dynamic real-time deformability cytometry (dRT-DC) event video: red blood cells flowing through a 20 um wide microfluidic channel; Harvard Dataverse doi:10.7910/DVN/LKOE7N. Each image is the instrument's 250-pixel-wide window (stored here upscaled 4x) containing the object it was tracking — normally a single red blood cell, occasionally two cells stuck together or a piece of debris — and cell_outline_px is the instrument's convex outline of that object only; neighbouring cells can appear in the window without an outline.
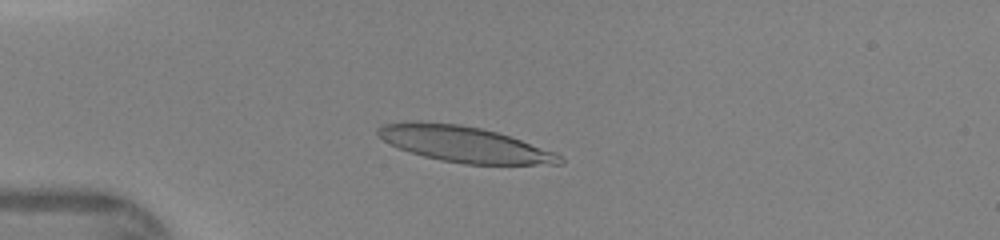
{"species": "human", "species_latin": "Homo sapiens", "temperature_condition": "warm", "stored_images_in_passage": 45, "camera_frame_rate_fps": 3000, "um_per_image_px": 0.085, "donor": {"sex": "female"}, "frame": {"image": 1, "passage_image": 11, "time_ms": 3.333, "image_size_px": [1000, 240], "cell_outline_px": [[564, 164], [464, 164], [440, 160], [424, 156], [400, 148], [384, 140], [376, 132], [376, 128], [384, 124], [404, 120], [420, 120], [460, 124], [480, 128], [496, 132], [556, 152], [564, 160]], "centroid_in_image_um": [39.42, 12.23], "position_along_channel_um": 45.6, "area_um2": 37.86}}
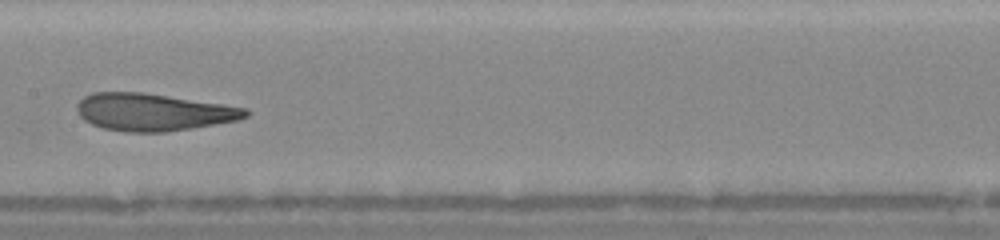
{"frame": {"image": 2, "passage_image": 23, "time_ms": 7.333, "image_size_px": [1000, 240], "cell_outline_px": [[252, 112], [248, 116], [236, 120], [192, 128], [164, 132], [124, 132], [104, 128], [92, 124], [84, 120], [80, 116], [76, 108], [76, 104], [84, 96], [92, 92], [144, 92], [248, 108]], "centroid_in_image_um": [13.01, 9.52], "position_along_channel_um": 194.4, "area_um2": 36.7}}
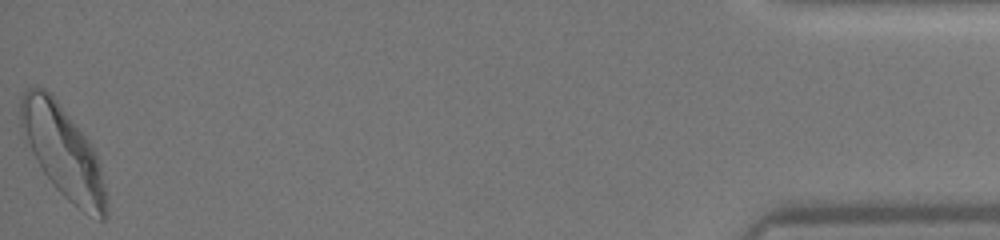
{"frame": {"image": 3, "passage_image": 45, "time_ms": 14.667, "image_size_px": [1000, 240], "cell_outline_px": [[108, 216], [104, 220], [100, 220], [84, 212], [72, 204], [56, 188], [44, 172], [24, 144], [20, 124], [20, 96], [24, 88], [36, 84], [44, 88], [56, 100], [92, 144], [100, 160], [104, 184], [108, 212]], "centroid_in_image_um": [5.33, 12.87], "position_along_channel_um": 429.9, "area_um2": 46.18}}